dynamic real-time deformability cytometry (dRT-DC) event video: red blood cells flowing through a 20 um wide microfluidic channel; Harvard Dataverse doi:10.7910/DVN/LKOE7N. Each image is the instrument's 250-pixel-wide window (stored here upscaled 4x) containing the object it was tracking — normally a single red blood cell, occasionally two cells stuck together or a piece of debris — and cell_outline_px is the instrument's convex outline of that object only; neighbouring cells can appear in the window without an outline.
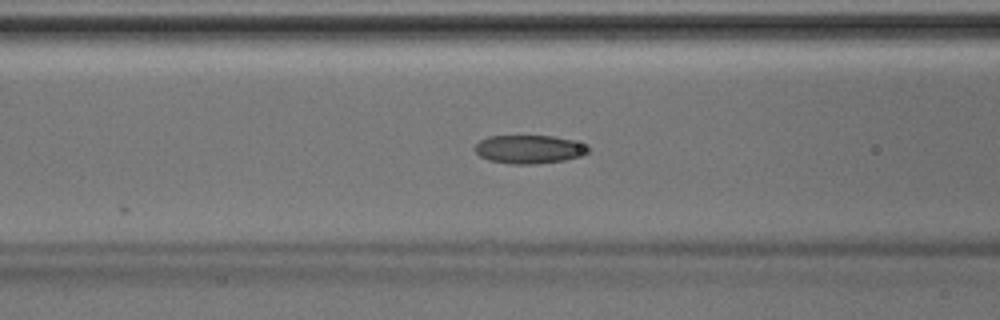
{"species": "Egyptian fruit bat (a non-hibernating species)", "species_latin": "Rousettus aegyptiacus", "temperature_condition": "room temperature", "stored_images_in_passage": 44, "camera_frame_rate_fps": 3000, "um_per_image_px": 0.085, "animal": {"sex": "male"}, "frame": {"image": 1, "passage_image": 17, "time_ms": 5.333, "image_size_px": [1000, 320], "cell_outline_px": [[588, 152], [580, 156], [564, 160], [536, 164], [512, 164], [488, 160], [480, 156], [472, 148], [480, 140], [488, 136], [552, 136], [572, 140], [588, 144]], "centroid_in_image_um": [44.96, 12.69], "position_along_channel_um": 121.6, "area_um2": 18.84}}
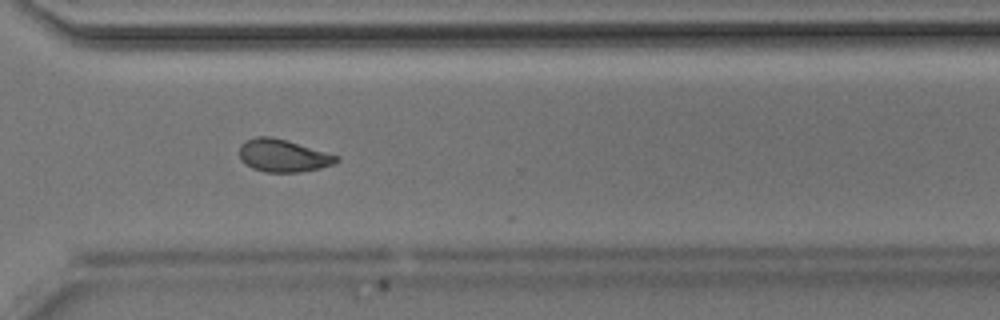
{"frame": {"image": 2, "passage_image": 32, "time_ms": 10.333, "image_size_px": [1000, 320], "cell_outline_px": [[340, 160], [332, 164], [320, 168], [300, 172], [264, 172], [252, 168], [244, 164], [240, 160], [240, 144], [244, 140], [256, 136], [272, 136], [340, 156]], "centroid_in_image_um": [24.02, 13.22], "position_along_channel_um": 346.6, "area_um2": 18.55}}
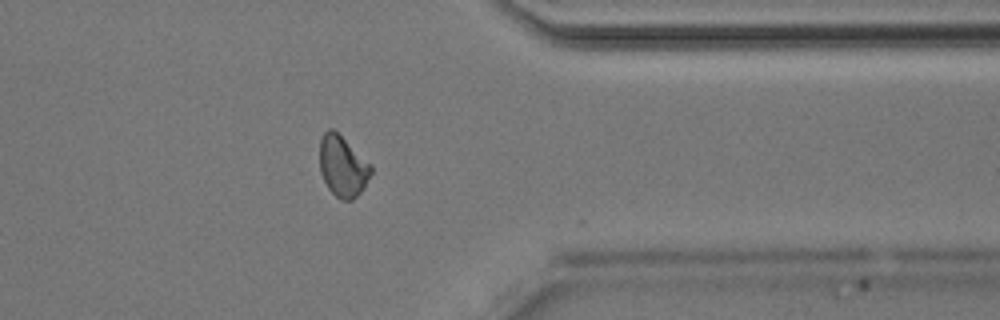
{"frame": {"image": 3, "passage_image": 35, "time_ms": 11.333, "image_size_px": [1000, 320], "cell_outline_px": [[372, 172], [364, 188], [352, 200], [340, 200], [328, 188], [320, 172], [320, 140], [324, 132], [328, 128], [332, 128], [372, 164]], "centroid_in_image_um": [29.13, 14.14], "position_along_channel_um": 382.3, "area_um2": 18.21}}